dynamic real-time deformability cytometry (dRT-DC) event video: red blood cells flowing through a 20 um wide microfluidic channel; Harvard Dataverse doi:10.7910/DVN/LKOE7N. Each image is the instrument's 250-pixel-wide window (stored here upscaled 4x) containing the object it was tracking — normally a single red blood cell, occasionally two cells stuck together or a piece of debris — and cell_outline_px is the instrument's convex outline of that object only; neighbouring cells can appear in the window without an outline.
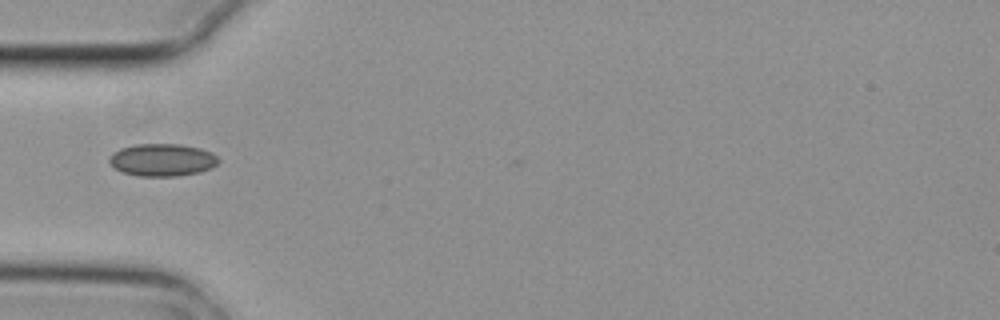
{"species": "common noctule bat (a hibernating species)", "species_latin": "Nyctalus noctula", "temperature_condition": "cold", "stored_images_in_passage": 1, "camera_frame_rate_fps": 3000, "um_per_image_px": 0.085, "animal": {"sex": "female", "body_mass_g": 29.2, "forearm_length_mm": 56.3}, "frame": {"image": 1, "passage_image": 1, "time_ms": 0.0, "image_size_px": [1000, 320], "cell_outline_px": [[220, 160], [216, 164], [200, 172], [176, 176], [140, 176], [124, 172], [116, 168], [108, 160], [108, 156], [112, 152], [120, 148], [136, 144], [180, 144], [200, 148], [212, 152]], "centroid_in_image_um": [13.78, 13.58], "position_along_channel_um": 71.2, "area_um2": 20.58}}